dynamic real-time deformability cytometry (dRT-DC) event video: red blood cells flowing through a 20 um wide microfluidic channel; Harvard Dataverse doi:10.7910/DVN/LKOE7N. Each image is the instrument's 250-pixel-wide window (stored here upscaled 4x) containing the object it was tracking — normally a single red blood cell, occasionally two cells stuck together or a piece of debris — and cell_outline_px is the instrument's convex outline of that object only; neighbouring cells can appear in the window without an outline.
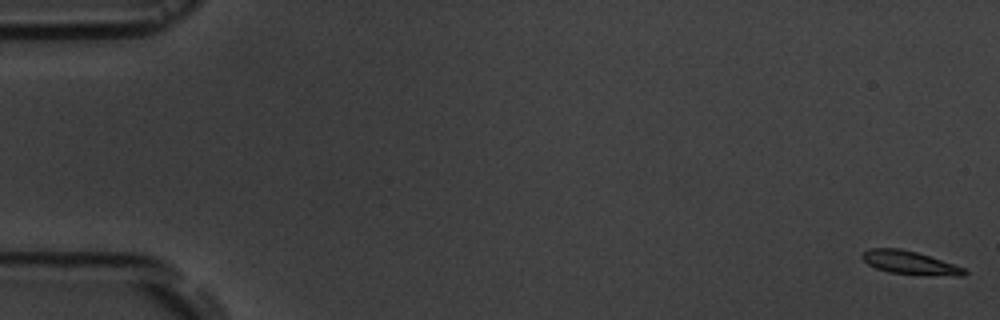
{"species": "common noctule bat (a hibernating species)", "species_latin": "Nyctalus noctula", "temperature_condition": "room temperature", "stored_images_in_passage": 7, "camera_frame_rate_fps": 3000, "um_per_image_px": 0.085, "animal": {"sex": "male", "body_mass_g": 19.5, "forearm_length_mm": 54.6}, "frame": {"image": 1, "passage_image": 1, "time_ms": 0.0, "image_size_px": [1000, 320], "cell_outline_px": [[968, 272], [964, 276], [956, 276], [888, 272], [876, 268], [868, 264], [860, 256], [868, 248], [900, 248], [916, 252], [964, 268]], "centroid_in_image_um": [77.3, 22.32], "position_along_channel_um": 7.7, "area_um2": 13.53}}
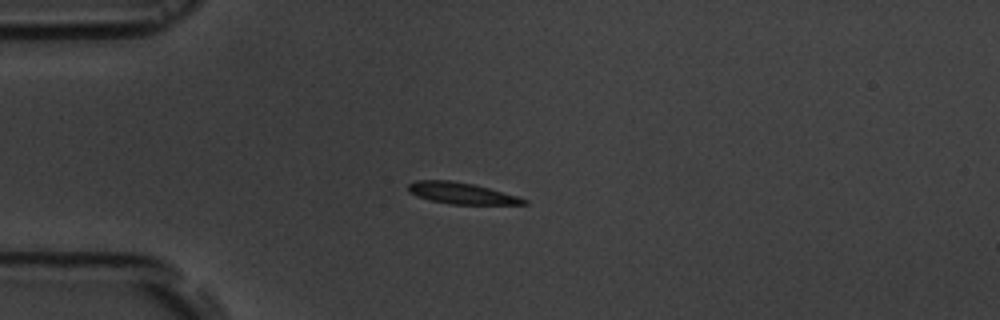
{"frame": {"image": 2, "passage_image": 5, "time_ms": 4.667, "image_size_px": [1000, 320], "cell_outline_px": [[528, 204], [452, 204], [432, 200], [416, 196], [408, 192], [408, 184], [416, 180], [448, 180], [472, 184], [488, 188], [516, 196], [528, 200]], "centroid_in_image_um": [39.18, 16.42], "position_along_channel_um": 45.8, "area_um2": 14.1}}
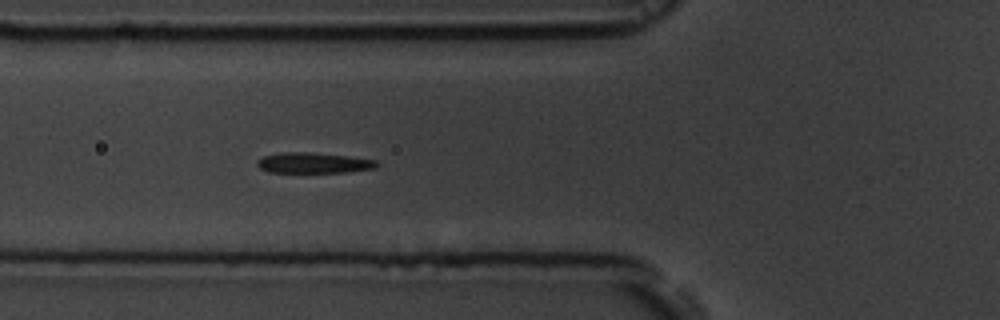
{"frame": {"image": 3, "passage_image": 7, "time_ms": 6.667, "image_size_px": [1000, 320], "cell_outline_px": [[380, 164], [376, 168], [344, 172], [268, 172], [260, 168], [256, 164], [256, 160], [264, 156], [280, 152], [312, 152], [348, 156], [376, 160]], "centroid_in_image_um": [26.64, 13.84], "position_along_channel_um": 99.2, "area_um2": 14.39}}